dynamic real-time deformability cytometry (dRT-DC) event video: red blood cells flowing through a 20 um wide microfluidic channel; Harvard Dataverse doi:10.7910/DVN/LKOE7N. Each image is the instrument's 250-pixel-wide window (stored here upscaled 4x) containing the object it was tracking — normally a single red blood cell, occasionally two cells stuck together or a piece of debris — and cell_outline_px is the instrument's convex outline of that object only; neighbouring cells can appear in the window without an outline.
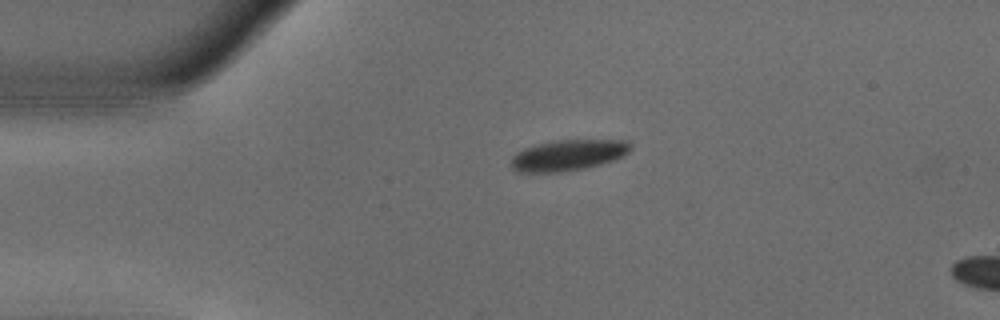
{"species": "common noctule bat (a hibernating species)", "species_latin": "Nyctalus noctula", "temperature_condition": "warm", "stored_images_in_passage": 5, "camera_frame_rate_fps": 3000, "um_per_image_px": 0.085, "animal": {"sex": "male", "body_mass_g": 18.8}, "frame": {"image": 1, "passage_image": 1, "time_ms": 0.0, "image_size_px": [1000, 320], "cell_outline_px": [[632, 148], [628, 152], [612, 160], [600, 164], [584, 168], [560, 172], [520, 172], [512, 168], [508, 164], [512, 156], [516, 152], [524, 148], [536, 144], [556, 140], [628, 140], [632, 144]], "centroid_in_image_um": [48.24, 13.18], "position_along_channel_um": 36.8, "area_um2": 21.56}}